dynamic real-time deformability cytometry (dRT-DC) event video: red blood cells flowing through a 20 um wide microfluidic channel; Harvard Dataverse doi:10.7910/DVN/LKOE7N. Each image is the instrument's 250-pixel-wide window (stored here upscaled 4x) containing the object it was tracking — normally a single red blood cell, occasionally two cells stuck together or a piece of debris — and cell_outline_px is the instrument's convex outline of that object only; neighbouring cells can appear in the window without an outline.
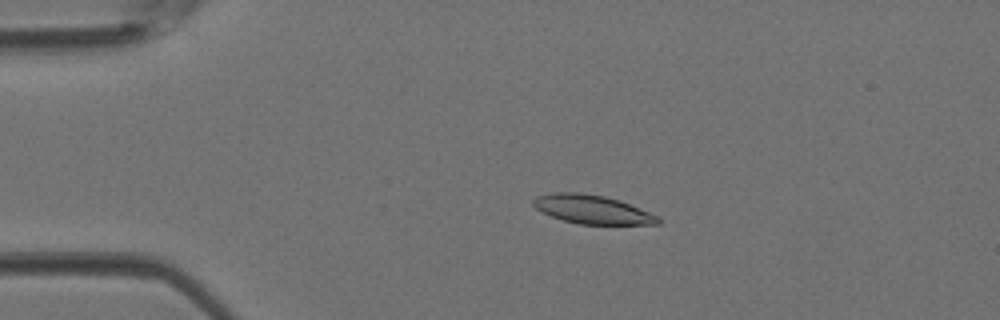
{"species": "Egyptian fruit bat (a non-hibernating species)", "species_latin": "Rousettus aegyptiacus", "temperature_condition": "room temperature", "stored_images_in_passage": 46, "camera_frame_rate_fps": 3000, "um_per_image_px": 0.085, "animal": {"sex": "female"}, "frame": {"image": 1, "passage_image": 10, "time_ms": 3.0, "image_size_px": [1000, 320], "cell_outline_px": [[660, 224], [580, 224], [564, 220], [552, 216], [536, 208], [532, 204], [532, 200], [536, 196], [556, 192], [580, 192], [604, 196], [628, 204], [648, 212], [656, 216], [660, 220]], "centroid_in_image_um": [50.29, 17.79], "position_along_channel_um": 34.7, "area_um2": 20.4}}
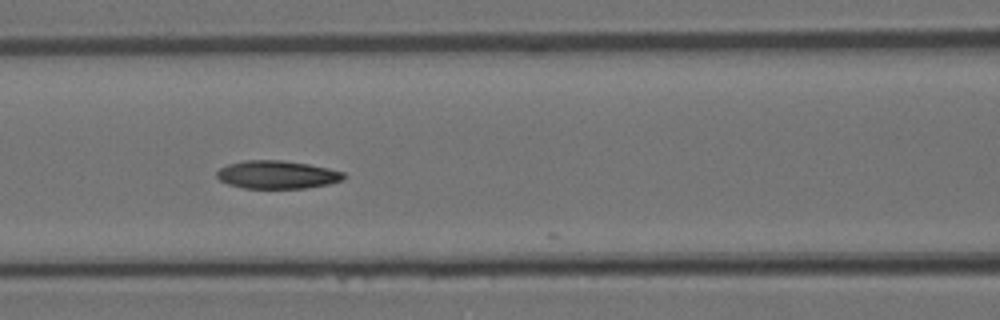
{"frame": {"image": 2, "passage_image": 20, "time_ms": 6.333, "image_size_px": [1000, 320], "cell_outline_px": [[348, 176], [344, 180], [328, 184], [304, 188], [244, 188], [228, 184], [220, 180], [216, 176], [216, 172], [220, 168], [228, 164], [244, 160], [280, 160], [308, 164], [328, 168], [344, 172]], "centroid_in_image_um": [23.57, 14.84], "position_along_channel_um": 143.0, "area_um2": 20.81}}
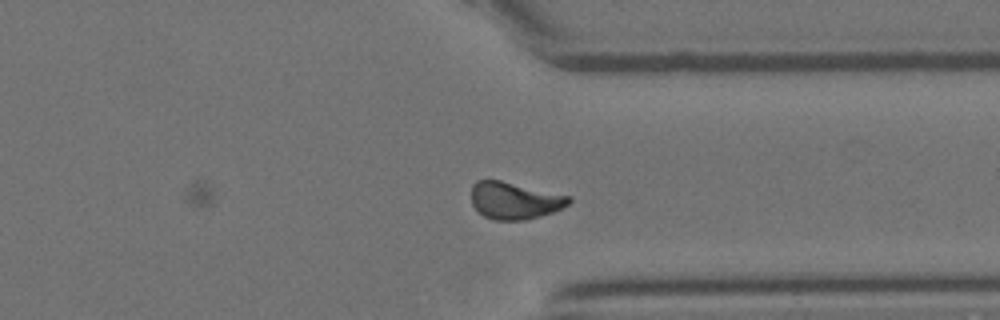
{"frame": {"image": 3, "passage_image": 35, "time_ms": 11.333, "image_size_px": [1000, 320], "cell_outline_px": [[572, 200], [568, 204], [552, 212], [524, 220], [492, 220], [484, 216], [472, 204], [472, 184], [476, 180], [500, 180], [572, 196]], "centroid_in_image_um": [43.73, 17.03], "position_along_channel_um": 367.7, "area_um2": 20.98}}